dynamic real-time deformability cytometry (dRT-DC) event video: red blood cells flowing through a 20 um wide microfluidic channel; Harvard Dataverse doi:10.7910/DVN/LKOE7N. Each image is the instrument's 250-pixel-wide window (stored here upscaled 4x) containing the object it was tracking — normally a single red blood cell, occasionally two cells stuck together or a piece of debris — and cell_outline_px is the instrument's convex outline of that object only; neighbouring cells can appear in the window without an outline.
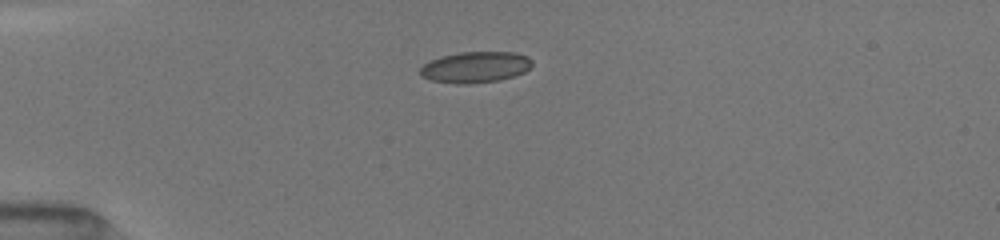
{"species": "common noctule bat (a hibernating species)", "species_latin": "Nyctalus noctula", "temperature_condition": "room temperature", "stored_images_in_passage": 2, "camera_frame_rate_fps": 3000, "um_per_image_px": 0.085, "animal": {"sex": "female", "body_mass_g": 19.5, "forearm_length_mm": 54.1}, "frame": {"image": 1, "passage_image": 1, "time_ms": 0.0, "image_size_px": [1000, 240], "cell_outline_px": [[532, 64], [524, 72], [500, 80], [472, 84], [460, 84], [432, 80], [420, 76], [420, 68], [424, 64], [440, 56], [460, 52], [516, 52], [528, 56], [532, 60]], "centroid_in_image_um": [40.41, 5.7], "position_along_channel_um": 44.6, "area_um2": 20.29}}